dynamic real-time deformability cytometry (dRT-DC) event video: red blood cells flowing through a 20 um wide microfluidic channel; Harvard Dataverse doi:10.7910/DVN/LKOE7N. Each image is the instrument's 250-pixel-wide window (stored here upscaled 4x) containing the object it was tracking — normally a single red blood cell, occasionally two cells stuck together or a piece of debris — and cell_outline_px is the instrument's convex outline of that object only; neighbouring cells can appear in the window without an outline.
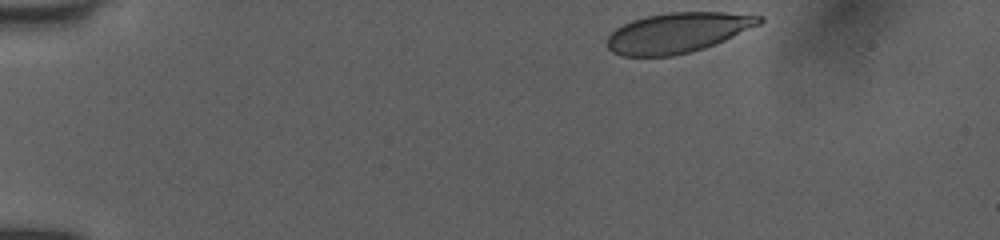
{"species": "human", "species_latin": "Homo sapiens", "temperature_condition": "room temperature", "stored_images_in_passage": 38, "camera_frame_rate_fps": 3000, "um_per_image_px": 0.085, "donor": {"sex": "female"}, "frame": {"image": 1, "passage_image": 1, "time_ms": 0.0, "image_size_px": [1000, 240], "cell_outline_px": [[764, 20], [760, 24], [724, 40], [704, 48], [672, 56], [620, 56], [612, 52], [604, 44], [608, 36], [616, 28], [632, 20], [648, 16], [668, 12], [724, 12], [764, 16]], "centroid_in_image_um": [57.57, 2.78], "position_along_channel_um": 27.4, "area_um2": 35.49}}
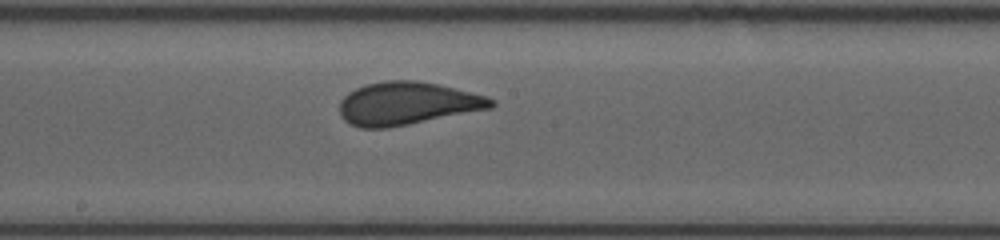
{"frame": {"image": 2, "passage_image": 22, "time_ms": 7.0, "image_size_px": [1000, 240], "cell_outline_px": [[496, 104], [492, 108], [388, 128], [360, 128], [348, 124], [340, 116], [340, 100], [348, 92], [364, 84], [388, 80], [420, 80], [440, 84], [488, 96], [496, 100]], "centroid_in_image_um": [34.62, 8.78], "position_along_channel_um": 213.6, "area_um2": 38.32}}
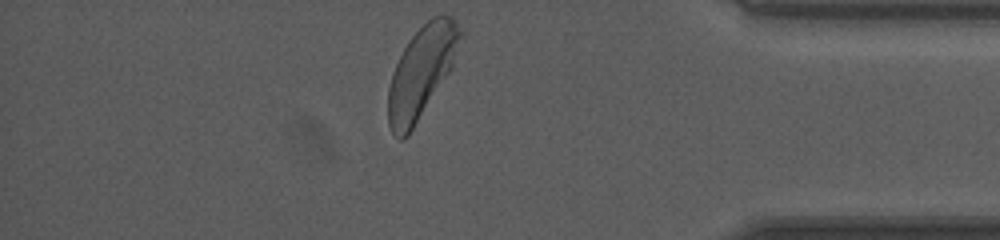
{"frame": {"image": 3, "passage_image": 38, "time_ms": 12.333, "image_size_px": [1000, 240], "cell_outline_px": [[460, 36], [452, 68], [408, 136], [400, 140], [392, 132], [388, 124], [388, 88], [392, 72], [408, 40], [432, 16], [452, 16], [456, 20], [460, 32]], "centroid_in_image_um": [35.79, 6.16], "position_along_channel_um": 399.4, "area_um2": 37.74}, "authors_computed_cell_mechanics": {"area_um2": 37.4544, "velocity_mm_per_s": 3.9669, "shape_relaxation_time_tau1_ms": 3.2726, "shape_relaxation_time_tau2_ms": null, "deformation_change_tau1": 0.1423, "deformation_change_tau2": null}}